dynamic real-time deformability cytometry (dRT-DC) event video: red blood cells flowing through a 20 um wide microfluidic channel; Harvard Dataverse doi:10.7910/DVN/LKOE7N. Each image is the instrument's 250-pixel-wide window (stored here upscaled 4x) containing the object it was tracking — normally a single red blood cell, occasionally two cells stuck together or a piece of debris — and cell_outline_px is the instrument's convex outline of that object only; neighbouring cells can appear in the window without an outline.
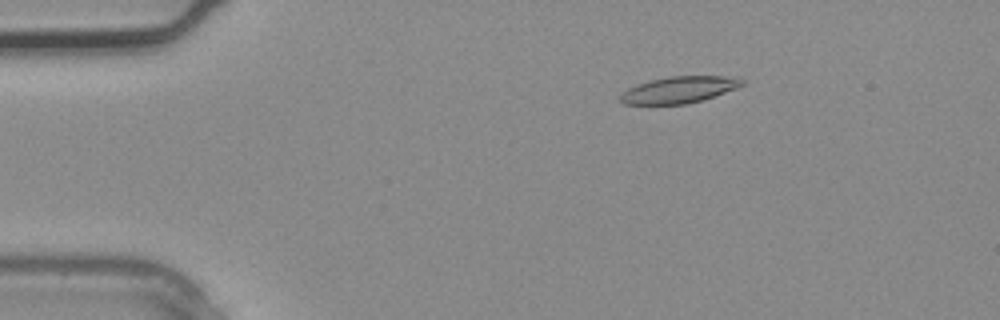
{"species": "common noctule bat (a hibernating species)", "species_latin": "Nyctalus noctula", "temperature_condition": "warm", "stored_images_in_passage": 3, "camera_frame_rate_fps": 3000, "um_per_image_px": 0.085, "animal": {"sex": "male", "body_mass_g": 20.4}, "frame": {"image": 1, "passage_image": 2, "time_ms": 0.333, "image_size_px": [1000, 320], "cell_outline_px": [[744, 84], [736, 88], [688, 104], [624, 104], [620, 100], [620, 96], [628, 88], [636, 84], [668, 76], [724, 76], [744, 80]], "centroid_in_image_um": [57.68, 7.63], "position_along_channel_um": 27.3, "area_um2": 18.5}}